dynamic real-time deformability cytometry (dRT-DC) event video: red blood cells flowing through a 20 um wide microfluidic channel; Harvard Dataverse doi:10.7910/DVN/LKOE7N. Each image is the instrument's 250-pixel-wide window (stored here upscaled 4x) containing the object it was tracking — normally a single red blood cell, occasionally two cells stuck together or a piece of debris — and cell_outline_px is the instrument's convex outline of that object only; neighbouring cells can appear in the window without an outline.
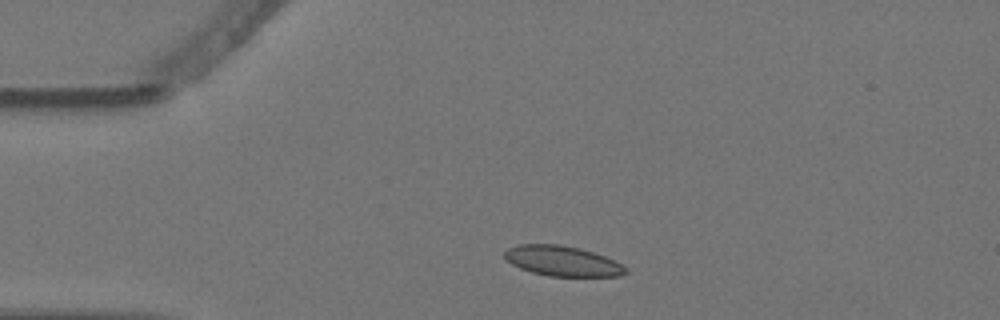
{"species": "Egyptian fruit bat (a non-hibernating species)", "species_latin": "Rousettus aegyptiacus", "temperature_condition": "warm", "stored_images_in_passage": 2, "camera_frame_rate_fps": 3000, "um_per_image_px": 0.085, "animal": {"sex": "female"}, "frame": {"image": 1, "passage_image": 1, "time_ms": 0.0, "image_size_px": [1000, 320], "cell_outline_px": [[628, 272], [620, 276], [548, 276], [532, 272], [520, 268], [512, 264], [504, 256], [504, 252], [508, 248], [520, 244], [560, 244], [580, 248], [604, 256], [628, 268]], "centroid_in_image_um": [47.8, 22.18], "position_along_channel_um": 37.2, "area_um2": 21.15}}